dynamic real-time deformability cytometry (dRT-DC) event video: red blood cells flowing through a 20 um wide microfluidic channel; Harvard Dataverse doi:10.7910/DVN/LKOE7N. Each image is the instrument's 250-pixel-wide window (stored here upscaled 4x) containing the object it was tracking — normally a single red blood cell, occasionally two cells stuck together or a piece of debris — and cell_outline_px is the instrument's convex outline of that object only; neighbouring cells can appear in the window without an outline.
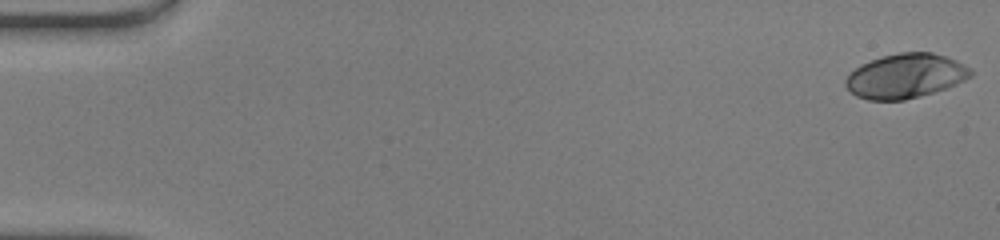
{"species": "human", "species_latin": "Homo sapiens", "temperature_condition": "warm", "stored_images_in_passage": 50, "camera_frame_rate_fps": 3000, "um_per_image_px": 0.085, "donor": {"sex": "male"}, "frame": {"image": 1, "passage_image": 1, "time_ms": 0.0, "image_size_px": [1000, 240], "cell_outline_px": [[972, 76], [948, 88], [920, 96], [904, 100], [868, 100], [856, 96], [844, 84], [844, 80], [860, 64], [884, 56], [900, 52], [932, 52], [956, 60], [972, 68]], "centroid_in_image_um": [76.99, 6.46], "position_along_channel_um": 8.0, "area_um2": 32.37}}
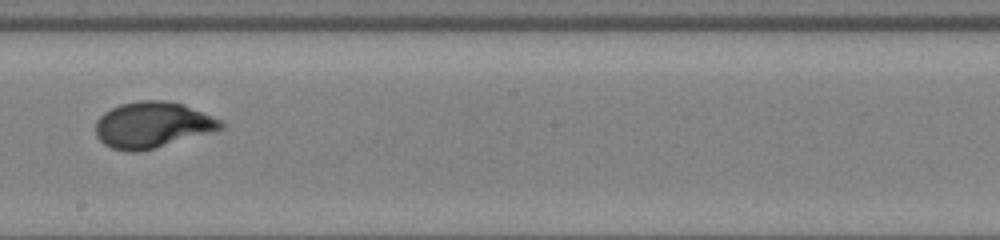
{"frame": {"image": 2, "passage_image": 29, "time_ms": 9.333, "image_size_px": [1000, 240], "cell_outline_px": [[224, 128], [140, 152], [128, 152], [112, 148], [104, 144], [96, 136], [96, 120], [104, 112], [120, 104], [140, 100], [164, 100], [184, 104], [220, 120], [224, 124]], "centroid_in_image_um": [12.91, 10.61], "position_along_channel_um": 235.3, "area_um2": 33.35}}
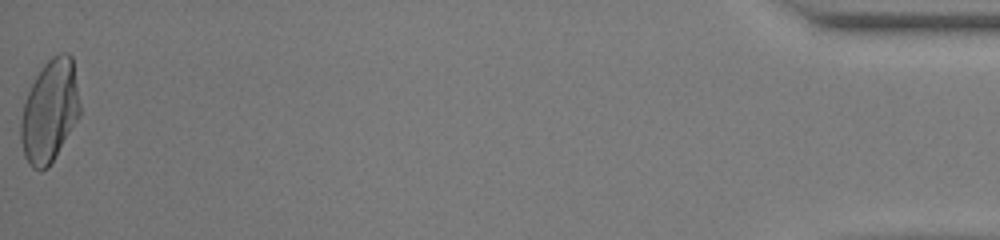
{"frame": {"image": 3, "passage_image": 50, "time_ms": 16.333, "image_size_px": [1000, 240], "cell_outline_px": [[80, 116], [48, 168], [40, 172], [32, 168], [28, 164], [24, 156], [20, 140], [20, 120], [24, 104], [28, 92], [36, 76], [44, 64], [52, 56], [60, 52], [68, 52], [72, 56], [80, 104]], "centroid_in_image_um": [4.22, 9.47], "position_along_channel_um": 431.0, "area_um2": 35.43}, "authors_computed_cell_mechanics": {"area_um2": 32.5992, "velocity_mm_per_s": 4.191, "shape_relaxation_time_tau1_ms": 4.1159, "shape_relaxation_time_tau2_ms": null, "deformation_change_tau1": 0.2555, "deformation_change_tau2": null}}